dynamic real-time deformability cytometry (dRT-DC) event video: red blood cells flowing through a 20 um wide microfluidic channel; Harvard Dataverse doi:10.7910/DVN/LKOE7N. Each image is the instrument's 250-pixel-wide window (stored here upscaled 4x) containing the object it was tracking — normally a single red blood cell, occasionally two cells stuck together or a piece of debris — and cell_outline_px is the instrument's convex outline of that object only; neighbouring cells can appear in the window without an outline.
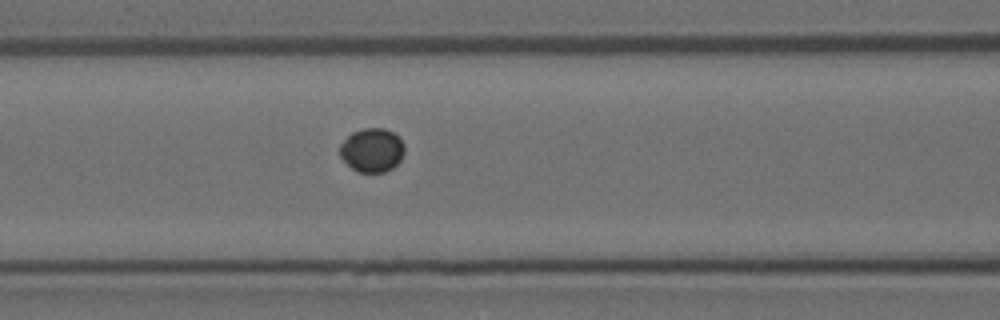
{"species": "Egyptian fruit bat (a non-hibernating species)", "species_latin": "Rousettus aegyptiacus", "temperature_condition": "room temperature", "stored_images_in_passage": 4, "camera_frame_rate_fps": 3000, "um_per_image_px": 0.085, "animal": {"sex": "female"}, "frame": {"image": 1, "passage_image": 4, "time_ms": 1.0, "image_size_px": [1000, 320], "cell_outline_px": [[404, 152], [400, 160], [392, 168], [384, 172], [356, 172], [340, 156], [340, 144], [352, 132], [364, 128], [384, 128], [392, 132], [404, 144]], "centroid_in_image_um": [31.61, 12.76], "position_along_channel_um": 135.0, "area_um2": 16.36}}